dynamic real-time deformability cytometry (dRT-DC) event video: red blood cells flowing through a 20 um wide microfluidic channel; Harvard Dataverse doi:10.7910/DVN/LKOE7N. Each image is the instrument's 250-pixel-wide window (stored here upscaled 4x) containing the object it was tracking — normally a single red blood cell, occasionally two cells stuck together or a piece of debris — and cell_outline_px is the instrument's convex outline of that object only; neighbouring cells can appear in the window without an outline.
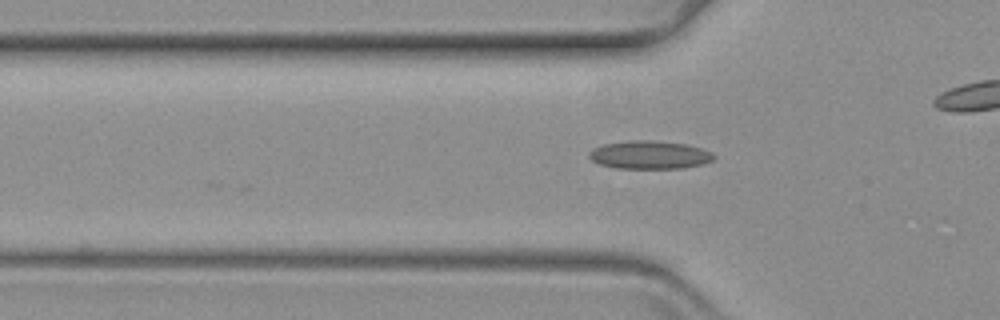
{"species": "common noctule bat (a hibernating species)", "species_latin": "Nyctalus noctula", "temperature_condition": "warm", "stored_images_in_passage": 46, "camera_frame_rate_fps": 3000, "um_per_image_px": 0.085, "animal": {"sex": "female", "body_mass_g": 19.3, "forearm_length_mm": 54.1}, "frame": {"image": 1, "passage_image": 3, "time_ms": 0.667, "image_size_px": [1000, 320], "cell_outline_px": [[716, 156], [712, 160], [704, 164], [684, 168], [616, 168], [600, 164], [592, 160], [588, 156], [588, 152], [592, 148], [604, 144], [628, 140], [652, 140], [684, 144], [700, 148], [712, 152]], "centroid_in_image_um": [55.2, 13.16], "position_along_channel_um": 70.6, "area_um2": 20.52}}
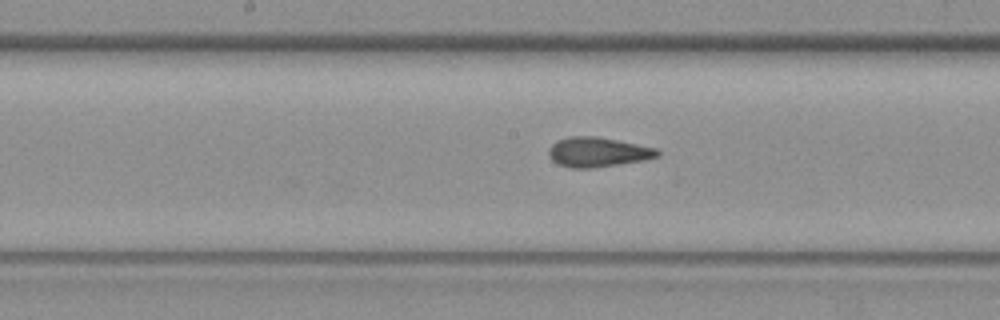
{"frame": {"image": 2, "passage_image": 14, "time_ms": 4.333, "image_size_px": [1000, 320], "cell_outline_px": [[660, 156], [644, 160], [592, 168], [568, 168], [552, 160], [548, 152], [548, 148], [556, 140], [568, 136], [596, 136], [656, 148], [660, 152]], "centroid_in_image_um": [50.78, 12.92], "position_along_channel_um": 197.4, "area_um2": 18.79}}
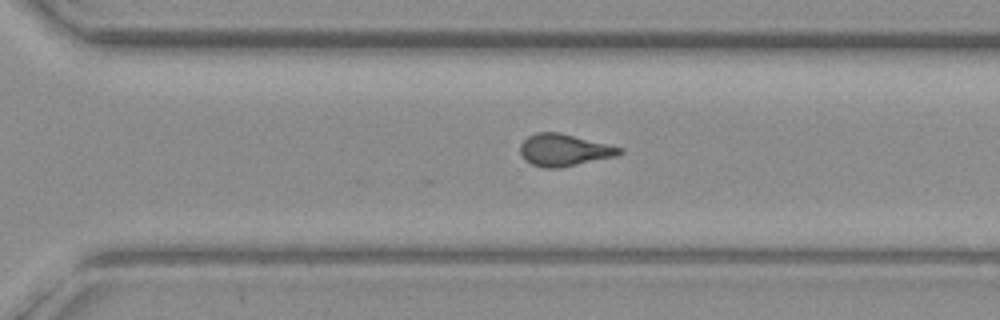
{"frame": {"image": 3, "passage_image": 25, "time_ms": 8.0, "image_size_px": [1000, 320], "cell_outline_px": [[624, 152], [616, 156], [560, 168], [544, 168], [532, 164], [524, 160], [520, 152], [520, 144], [528, 136], [536, 132], [560, 132], [624, 148]], "centroid_in_image_um": [47.95, 12.75], "position_along_channel_um": 322.7, "area_um2": 18.67}}